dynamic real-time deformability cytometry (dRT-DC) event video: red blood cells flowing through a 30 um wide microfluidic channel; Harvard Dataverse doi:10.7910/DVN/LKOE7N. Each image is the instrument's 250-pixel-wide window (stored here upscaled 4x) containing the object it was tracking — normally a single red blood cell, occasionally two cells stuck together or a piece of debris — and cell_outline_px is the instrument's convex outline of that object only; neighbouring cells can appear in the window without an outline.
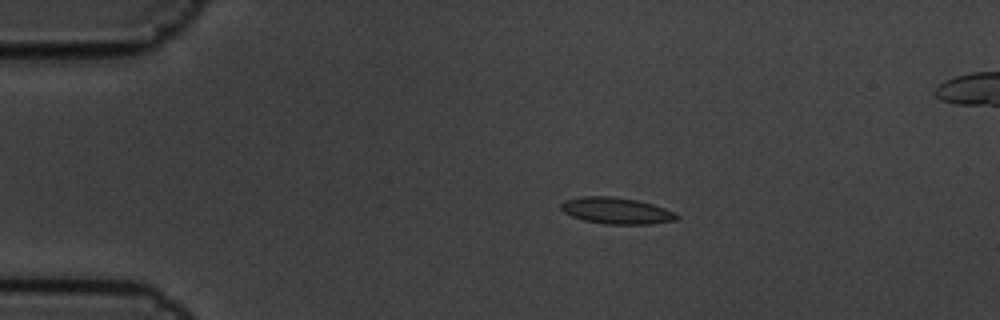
{"species": "common noctule bat (a hibernating species)", "species_latin": "Nyctalus noctula", "temperature_condition": "cold", "stored_images_in_passage": 6, "camera_frame_rate_fps": 3000, "um_per_image_px": 0.085, "animal": {"sex": "male", "body_mass_g": 19.5, "forearm_length_mm": 54.6}, "frame": {"image": 1, "passage_image": 3, "time_ms": 0.667, "image_size_px": [1000, 320], "cell_outline_px": [[680, 216], [676, 220], [652, 224], [604, 224], [584, 220], [572, 216], [564, 212], [560, 208], [560, 204], [564, 200], [584, 196], [612, 196], [636, 200], [652, 204], [676, 212]], "centroid_in_image_um": [52.4, 17.91], "position_along_channel_um": 32.6, "area_um2": 17.86}}
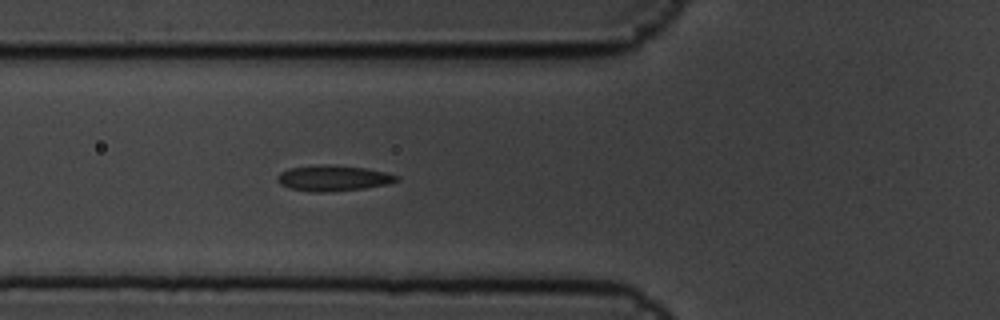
{"frame": {"image": 2, "passage_image": 6, "time_ms": 1.667, "image_size_px": [1000, 320], "cell_outline_px": [[400, 180], [388, 184], [364, 188], [328, 192], [312, 192], [288, 188], [280, 184], [276, 180], [276, 176], [280, 172], [288, 168], [316, 164], [332, 164], [368, 168], [400, 176]], "centroid_in_image_um": [28.3, 15.13], "position_along_channel_um": 97.5, "area_um2": 18.26}}